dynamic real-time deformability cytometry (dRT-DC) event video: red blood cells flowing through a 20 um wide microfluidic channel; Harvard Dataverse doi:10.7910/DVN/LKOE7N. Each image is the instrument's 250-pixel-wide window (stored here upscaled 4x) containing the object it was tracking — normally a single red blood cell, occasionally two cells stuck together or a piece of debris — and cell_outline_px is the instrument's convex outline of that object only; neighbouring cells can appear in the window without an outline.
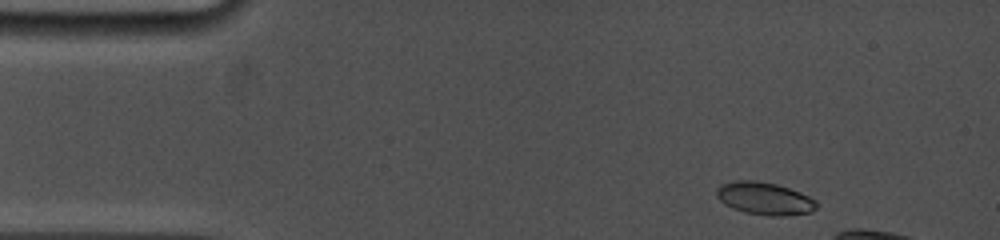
{"species": "common noctule bat (a hibernating species)", "species_latin": "Nyctalus noctula", "temperature_condition": "cold", "stored_images_in_passage": 4, "camera_frame_rate_fps": 5000, "um_per_image_px": 0.085, "animal": {"sex": "female", "body_mass_g": 19.0, "forearm_length_mm": 53.3}, "frame": {"image": 1, "passage_image": 1, "time_ms": 0.0, "image_size_px": [1000, 240], "cell_outline_px": [[816, 208], [812, 212], [784, 216], [768, 216], [744, 212], [732, 208], [724, 204], [716, 196], [716, 188], [720, 184], [736, 180], [756, 180], [776, 184], [800, 192], [816, 200]], "centroid_in_image_um": [64.96, 16.87], "position_along_channel_um": 20.0, "area_um2": 19.13}}